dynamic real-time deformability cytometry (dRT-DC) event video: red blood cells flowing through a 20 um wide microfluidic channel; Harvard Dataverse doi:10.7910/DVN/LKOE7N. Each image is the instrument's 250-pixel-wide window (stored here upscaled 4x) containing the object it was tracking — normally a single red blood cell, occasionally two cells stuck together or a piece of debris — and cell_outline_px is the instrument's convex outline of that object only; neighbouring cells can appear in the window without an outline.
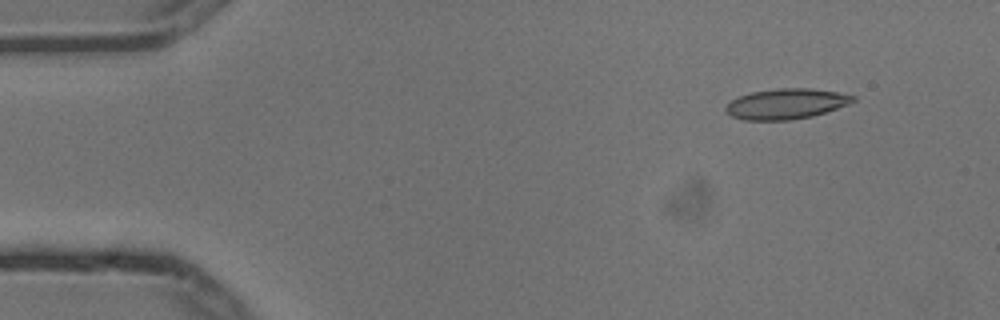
{"species": "common noctule bat (a hibernating species)", "species_latin": "Nyctalus noctula", "temperature_condition": "cold", "stored_images_in_passage": 3, "segment_of_instrument_passage": [2, 2], "camera_frame_rate_fps": 3000, "um_per_image_px": 0.085, "animal": {"sex": "male", "body_mass_g": 13.3}, "frame": {"image": 1, "passage_image": 3, "time_ms": 0.667, "image_size_px": [1000, 320], "cell_outline_px": [[856, 100], [848, 104], [812, 116], [788, 120], [744, 120], [732, 116], [724, 112], [724, 108], [732, 100], [740, 96], [752, 92], [776, 88], [808, 88], [836, 92], [856, 96]], "centroid_in_image_um": [66.79, 8.83], "position_along_channel_um": 18.2, "area_um2": 22.37}}